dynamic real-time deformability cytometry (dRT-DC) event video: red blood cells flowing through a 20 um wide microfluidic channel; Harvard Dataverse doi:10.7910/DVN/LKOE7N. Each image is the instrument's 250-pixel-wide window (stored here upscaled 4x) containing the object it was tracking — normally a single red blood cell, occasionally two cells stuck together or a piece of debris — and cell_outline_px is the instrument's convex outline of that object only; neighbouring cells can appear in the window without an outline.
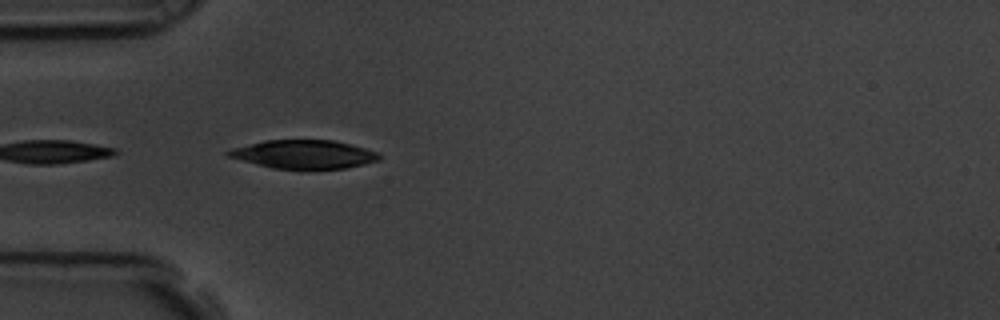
{"species": "common noctule bat (a hibernating species)", "species_latin": "Nyctalus noctula", "temperature_condition": "room temperature", "stored_images_in_passage": 26, "camera_frame_rate_fps": 3000, "um_per_image_px": 0.085, "animal": {"sex": "male", "body_mass_g": 19.5, "forearm_length_mm": 54.6}, "frame": {"image": 1, "passage_image": 1, "time_ms": 0.0, "image_size_px": [1000, 320], "cell_outline_px": [[380, 160], [364, 164], [344, 168], [272, 168], [228, 156], [224, 152], [232, 148], [264, 140], [332, 140], [380, 152]], "centroid_in_image_um": [25.83, 13.1], "position_along_channel_um": 59.2, "area_um2": 24.68}}